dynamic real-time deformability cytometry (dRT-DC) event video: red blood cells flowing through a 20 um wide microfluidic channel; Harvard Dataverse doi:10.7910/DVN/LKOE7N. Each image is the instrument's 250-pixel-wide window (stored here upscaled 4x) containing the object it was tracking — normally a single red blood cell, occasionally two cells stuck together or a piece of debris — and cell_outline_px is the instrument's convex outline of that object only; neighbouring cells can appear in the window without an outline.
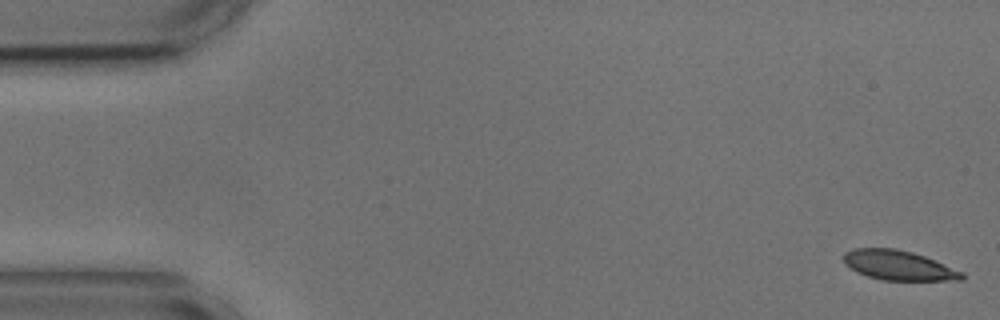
{"species": "common noctule bat (a hibernating species)", "species_latin": "Nyctalus noctula", "temperature_condition": "cold", "stored_images_in_passage": 54, "camera_frame_rate_fps": 3000, "um_per_image_px": 0.085, "animal": {"sex": "male", "body_mass_g": 17.9, "forearm_length_mm": 54.2}, "frame": {"image": 1, "passage_image": 1, "time_ms": 0.0, "image_size_px": [1000, 320], "cell_outline_px": [[964, 280], [880, 280], [856, 272], [844, 264], [844, 252], [852, 248], [896, 248], [912, 252], [924, 256], [964, 272]], "centroid_in_image_um": [76.35, 22.55], "position_along_channel_um": 8.6, "area_um2": 20.52}}
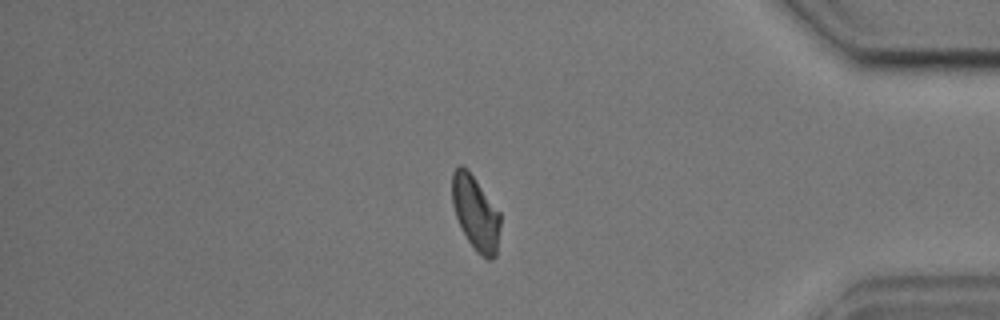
{"frame": {"image": 2, "passage_image": 46, "time_ms": 15.0, "image_size_px": [1000, 320], "cell_outline_px": [[500, 224], [496, 256], [492, 260], [488, 260], [480, 256], [476, 252], [468, 240], [456, 216], [452, 204], [452, 172], [460, 164], [468, 168], [500, 212]], "centroid_in_image_um": [40.43, 18.09], "position_along_channel_um": 394.8, "area_um2": 20.98}}
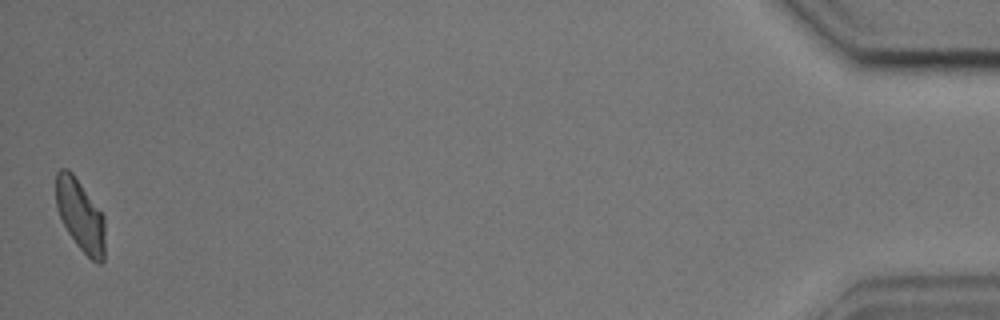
{"frame": {"image": 3, "passage_image": 54, "time_ms": 17.667, "image_size_px": [1000, 320], "cell_outline_px": [[104, 260], [100, 264], [96, 264], [76, 244], [68, 232], [56, 208], [56, 172], [60, 168], [68, 168], [72, 172], [104, 216]], "centroid_in_image_um": [6.82, 18.3], "position_along_channel_um": 428.4, "area_um2": 20.35}, "authors_computed_cell_mechanics": {"area_um2": 21.2415, "velocity_mm_per_s": 3.6138, "shape_relaxation_time_tau1_ms": 4.9896, "shape_relaxation_time_tau2_ms": 2.5979, "deformation_change_tau1": 0.1216, "deformation_change_tau2": 0.0717}}